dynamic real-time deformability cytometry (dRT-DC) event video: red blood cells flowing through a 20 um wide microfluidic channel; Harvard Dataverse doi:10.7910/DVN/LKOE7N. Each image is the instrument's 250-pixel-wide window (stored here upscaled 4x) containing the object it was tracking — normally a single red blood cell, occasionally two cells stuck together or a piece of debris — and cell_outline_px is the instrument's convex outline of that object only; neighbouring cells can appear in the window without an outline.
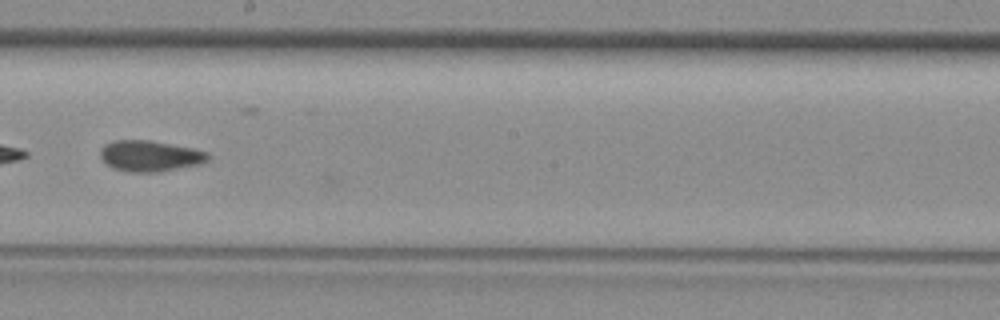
{"species": "common noctule bat (a hibernating species)", "species_latin": "Nyctalus noctula", "temperature_condition": "room temperature", "stored_images_in_passage": 19, "camera_frame_rate_fps": 3000, "um_per_image_px": 0.085, "animal": {"sex": "female", "body_mass_g": 29.2, "forearm_length_mm": 56.3}, "frame": {"image": 1, "passage_image": 15, "time_ms": 4.667, "image_size_px": [1000, 320], "cell_outline_px": [[212, 156], [208, 160], [200, 164], [156, 172], [128, 172], [112, 168], [100, 156], [100, 148], [104, 144], [116, 140], [148, 140], [192, 148], [208, 152]], "centroid_in_image_um": [12.75, 13.25], "position_along_channel_um": 235.5, "area_um2": 19.36}}